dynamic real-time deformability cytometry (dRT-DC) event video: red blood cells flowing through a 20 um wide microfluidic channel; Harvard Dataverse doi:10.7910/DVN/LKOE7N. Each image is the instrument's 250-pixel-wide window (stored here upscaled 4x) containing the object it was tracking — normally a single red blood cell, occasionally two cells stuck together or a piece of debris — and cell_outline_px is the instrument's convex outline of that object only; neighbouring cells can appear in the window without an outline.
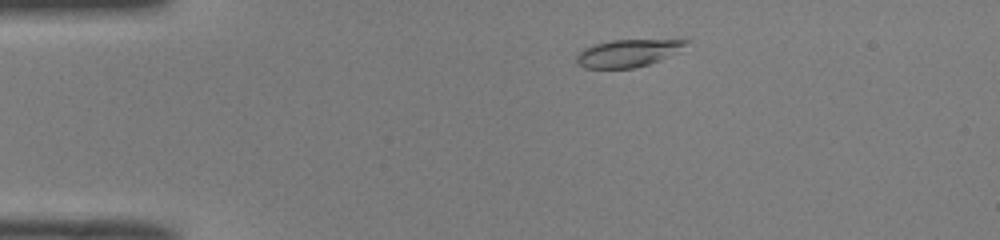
{"species": "common noctule bat (a hibernating species)", "species_latin": "Nyctalus noctula", "temperature_condition": "room temperature", "stored_images_in_passage": 46, "camera_frame_rate_fps": 3000, "um_per_image_px": 0.085, "animal": {"sex": "male", "body_mass_g": 19.0, "forearm_length_mm": 50.8}, "frame": {"image": 1, "passage_image": 5, "time_ms": 1.333, "image_size_px": [1000, 240], "cell_outline_px": [[692, 40], [676, 52], [660, 60], [648, 64], [632, 68], [584, 68], [576, 60], [576, 56], [584, 48], [596, 44], [612, 40]], "centroid_in_image_um": [53.35, 4.52], "position_along_channel_um": 31.7, "area_um2": 17.11}}
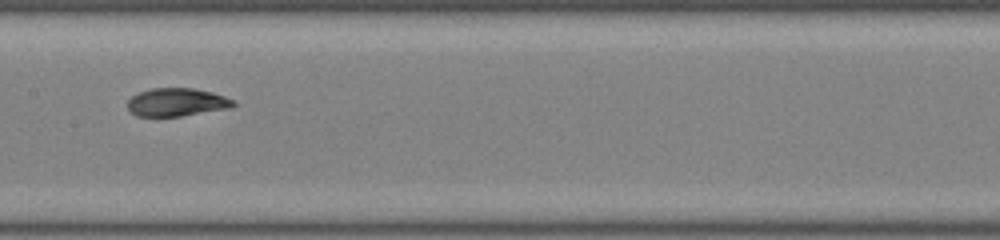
{"frame": {"image": 2, "passage_image": 21, "time_ms": 6.667, "image_size_px": [1000, 240], "cell_outline_px": [[236, 104], [232, 108], [180, 116], [136, 116], [128, 108], [128, 100], [132, 96], [140, 92], [152, 88], [196, 88], [212, 92], [236, 100]], "centroid_in_image_um": [15.07, 8.68], "position_along_channel_um": 192.3, "area_um2": 17.4}}
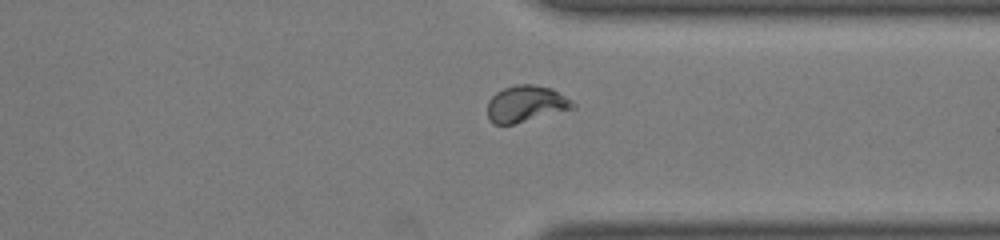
{"frame": {"image": 3, "passage_image": 34, "time_ms": 11.0, "image_size_px": [1000, 240], "cell_outline_px": [[576, 108], [512, 124], [492, 124], [488, 116], [488, 100], [496, 92], [504, 88], [516, 84], [536, 84], [552, 88], [572, 100], [576, 104]], "centroid_in_image_um": [44.72, 8.81], "position_along_channel_um": 366.7, "area_um2": 18.21}, "authors_computed_cell_mechanics": {"area_um2": 17.8891, "velocity_mm_per_s": 4.0128, "shape_relaxation_time_tau1_ms": 4.4416, "shape_relaxation_time_tau2_ms": 1.7204, "deformation_change_tau1": 0.1914, "deformation_change_tau2": 0.0497}}